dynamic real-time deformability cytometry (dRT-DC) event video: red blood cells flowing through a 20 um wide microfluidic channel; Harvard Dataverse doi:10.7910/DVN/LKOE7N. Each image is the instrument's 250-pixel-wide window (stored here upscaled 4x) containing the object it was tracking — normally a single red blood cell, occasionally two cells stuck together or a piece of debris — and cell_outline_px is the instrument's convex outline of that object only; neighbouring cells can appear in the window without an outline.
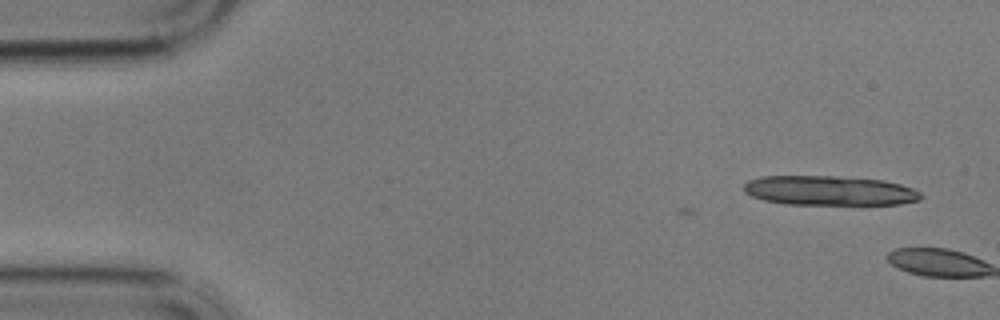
{"species": "common noctule bat (a hibernating species)", "species_latin": "Nyctalus noctula", "temperature_condition": "cold", "stored_images_in_passage": 2, "camera_frame_rate_fps": 3000, "um_per_image_px": 0.085, "animal": {"sex": "male", "body_mass_g": 17.9}, "frame": {"image": 1, "passage_image": 1, "time_ms": 0.0, "image_size_px": [1000, 320], "cell_outline_px": [[924, 196], [920, 200], [900, 204], [784, 204], [764, 200], [752, 196], [744, 192], [744, 184], [748, 180], [760, 176], [832, 176], [884, 180], [900, 184], [912, 188], [920, 192]], "centroid_in_image_um": [70.5, 16.2], "position_along_channel_um": 14.5, "area_um2": 30.58}}